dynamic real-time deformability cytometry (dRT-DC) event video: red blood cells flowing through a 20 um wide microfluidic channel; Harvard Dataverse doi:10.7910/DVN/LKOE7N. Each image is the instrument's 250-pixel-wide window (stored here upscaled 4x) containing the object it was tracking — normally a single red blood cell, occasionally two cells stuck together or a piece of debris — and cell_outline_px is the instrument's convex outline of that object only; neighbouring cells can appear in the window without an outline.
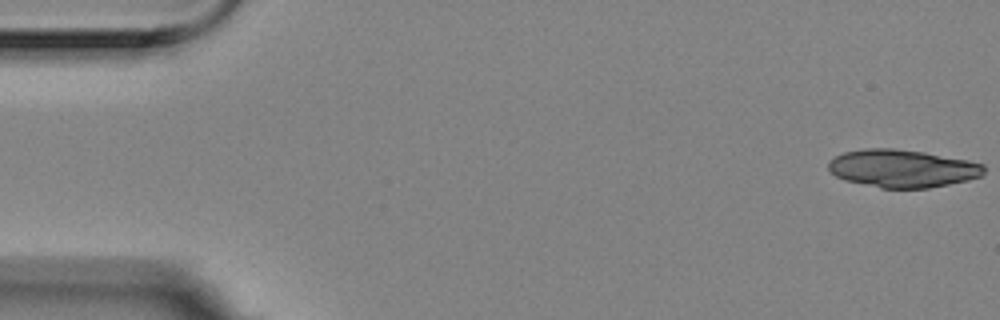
{"species": "Egyptian fruit bat (a non-hibernating species)", "species_latin": "Rousettus aegyptiacus", "temperature_condition": "room temperature", "stored_images_in_passage": 15, "segment_of_instrument_passage": [1, 2], "camera_frame_rate_fps": 3000, "um_per_image_px": 0.085, "animal": {"sex": "female"}, "frame": {"image": 1, "passage_image": 1, "time_ms": 0.0, "image_size_px": [1000, 320], "cell_outline_px": [[984, 172], [980, 176], [968, 180], [928, 188], [880, 188], [844, 180], [836, 176], [828, 168], [828, 160], [844, 152], [864, 148], [892, 148], [924, 152], [968, 160], [984, 164]], "centroid_in_image_um": [76.68, 14.31], "position_along_channel_um": 8.3, "area_um2": 34.28}}